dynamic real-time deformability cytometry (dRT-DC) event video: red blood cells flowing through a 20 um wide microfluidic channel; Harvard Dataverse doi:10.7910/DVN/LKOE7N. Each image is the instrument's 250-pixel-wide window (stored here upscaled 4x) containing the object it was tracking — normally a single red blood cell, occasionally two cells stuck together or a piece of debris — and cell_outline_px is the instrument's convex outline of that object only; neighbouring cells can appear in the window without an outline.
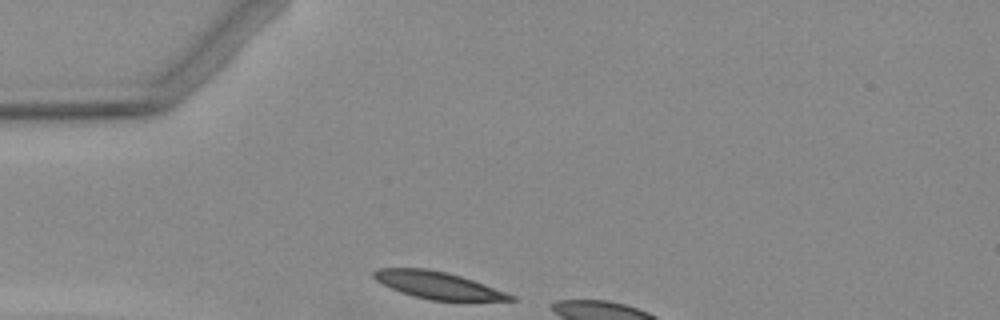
{"species": "Egyptian fruit bat (a non-hibernating species)", "species_latin": "Rousettus aegyptiacus", "temperature_condition": "warm", "stored_images_in_passage": 3, "segment_of_instrument_passage": [2, 2], "camera_frame_rate_fps": 3000, "um_per_image_px": 0.085, "animal": {"sex": "female"}, "frame": {"image": 1, "passage_image": 3, "time_ms": 2.667, "image_size_px": [1000, 320], "cell_outline_px": [[516, 300], [428, 300], [412, 296], [400, 292], [376, 280], [372, 276], [372, 272], [376, 268], [424, 268], [448, 272], [484, 284], [516, 296]], "centroid_in_image_um": [37.17, 24.23], "position_along_channel_um": 47.8, "area_um2": 21.39}}